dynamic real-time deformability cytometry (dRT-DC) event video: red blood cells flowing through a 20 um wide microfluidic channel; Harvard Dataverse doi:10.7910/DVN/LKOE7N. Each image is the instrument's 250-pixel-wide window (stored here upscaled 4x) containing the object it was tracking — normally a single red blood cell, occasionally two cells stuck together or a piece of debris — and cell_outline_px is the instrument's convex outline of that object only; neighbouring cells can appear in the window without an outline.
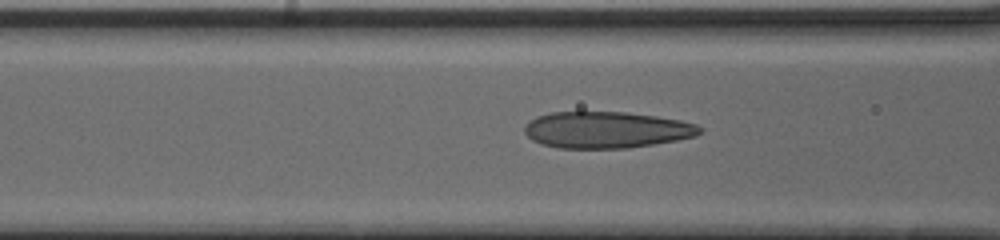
{"species": "human", "species_latin": "Homo sapiens", "temperature_condition": "cold", "stored_images_in_passage": 42, "camera_frame_rate_fps": 3000, "um_per_image_px": 0.085, "donor": {"sex": "male"}, "frame": {"image": 1, "passage_image": 20, "time_ms": 6.333, "image_size_px": [1000, 240], "cell_outline_px": [[704, 128], [696, 136], [676, 140], [628, 148], [560, 148], [540, 144], [532, 140], [524, 132], [524, 124], [528, 120], [536, 116], [552, 112], [624, 112], [656, 116], [680, 120], [696, 124]], "centroid_in_image_um": [51.51, 11.03], "position_along_channel_um": 115.1, "area_um2": 37.4}}
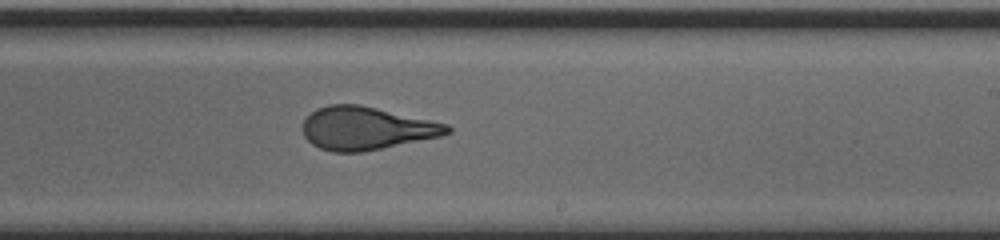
{"frame": {"image": 2, "passage_image": 31, "time_ms": 10.0, "image_size_px": [1000, 240], "cell_outline_px": [[452, 132], [440, 136], [364, 152], [332, 152], [320, 148], [312, 144], [304, 136], [304, 120], [316, 108], [328, 104], [360, 104], [448, 124], [452, 128]], "centroid_in_image_um": [31.14, 10.9], "position_along_channel_um": 257.9, "area_um2": 36.13}}
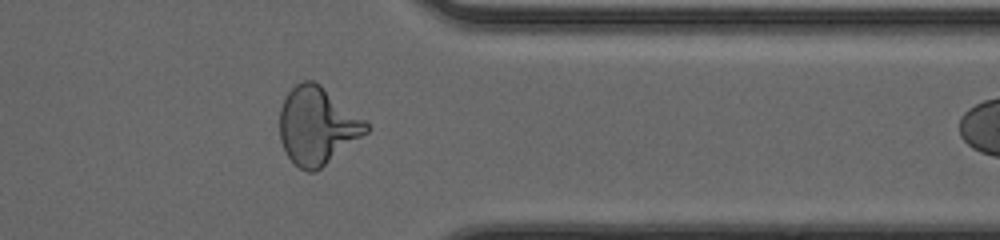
{"frame": {"image": 3, "passage_image": 41, "time_ms": 13.333, "image_size_px": [1000, 240], "cell_outline_px": [[368, 132], [316, 172], [308, 172], [300, 168], [288, 156], [280, 140], [280, 108], [288, 92], [296, 84], [304, 80], [312, 80], [320, 84], [364, 120], [368, 124]], "centroid_in_image_um": [26.95, 10.7], "position_along_channel_um": 384.5, "area_um2": 38.55}}